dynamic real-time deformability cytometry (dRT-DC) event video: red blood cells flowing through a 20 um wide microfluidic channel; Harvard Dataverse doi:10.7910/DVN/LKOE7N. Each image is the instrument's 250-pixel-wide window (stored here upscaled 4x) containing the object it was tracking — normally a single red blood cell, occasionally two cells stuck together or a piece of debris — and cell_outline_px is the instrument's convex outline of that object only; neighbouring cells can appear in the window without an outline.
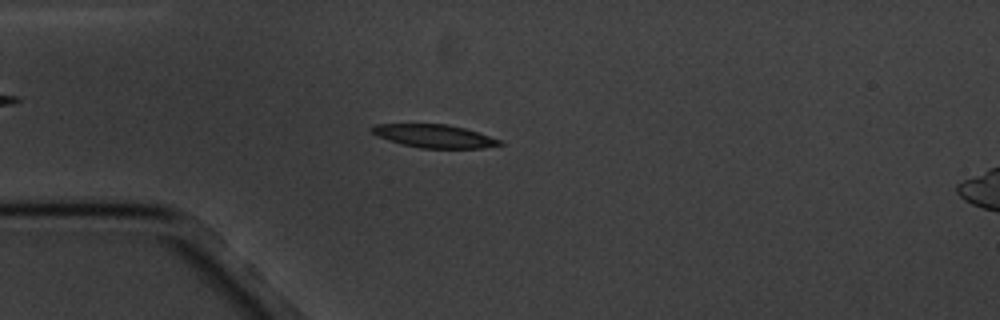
{"species": "common noctule bat (a hibernating species)", "species_latin": "Nyctalus noctula", "temperature_condition": "cold", "stored_images_in_passage": 7, "camera_frame_rate_fps": 3000, "um_per_image_px": 0.085, "animal": {"sex": "male", "body_mass_g": 20.1, "forearm_length_mm": 53.5}, "frame": {"image": 1, "passage_image": 4, "time_ms": 3.667, "image_size_px": [1000, 320], "cell_outline_px": [[504, 144], [480, 148], [420, 148], [388, 140], [372, 132], [368, 128], [376, 124], [448, 124], [464, 128], [500, 140]], "centroid_in_image_um": [36.89, 11.56], "position_along_channel_um": 48.1, "area_um2": 16.94}}
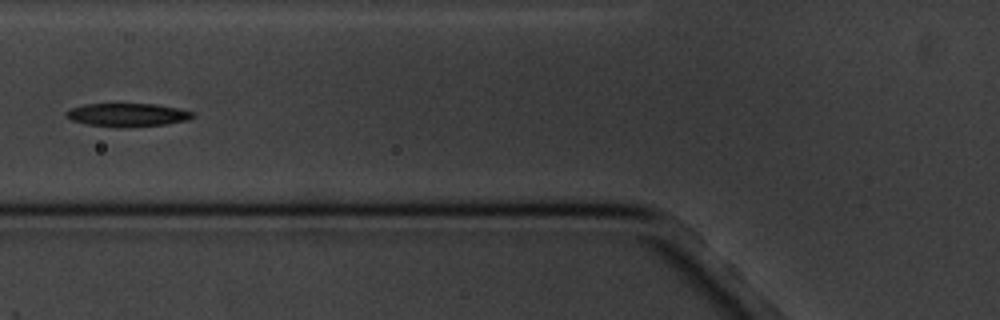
{"frame": {"image": 2, "passage_image": 6, "time_ms": 6.0, "image_size_px": [1000, 320], "cell_outline_px": [[192, 116], [188, 120], [164, 124], [120, 128], [116, 128], [88, 124], [72, 120], [64, 116], [64, 112], [72, 108], [84, 104], [156, 104], [176, 108], [192, 112]], "centroid_in_image_um": [10.76, 9.77], "position_along_channel_um": 115.0, "area_um2": 17.05}}
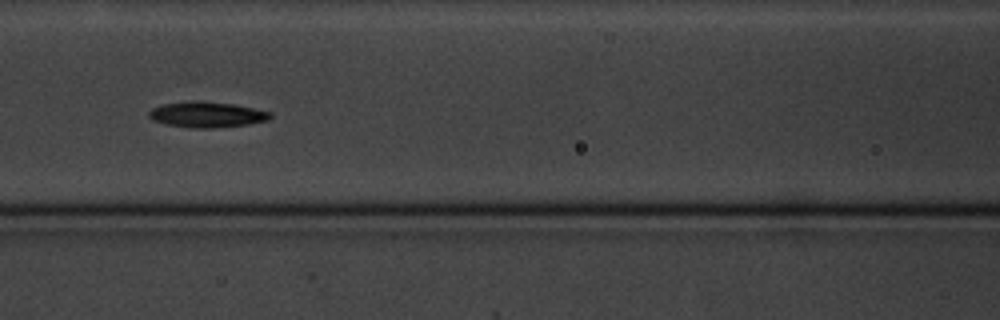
{"frame": {"image": 3, "passage_image": 7, "time_ms": 7.0, "image_size_px": [1000, 320], "cell_outline_px": [[272, 116], [268, 120], [248, 124], [212, 128], [188, 128], [168, 124], [152, 120], [148, 116], [148, 112], [152, 108], [164, 104], [188, 100], [200, 100], [232, 104], [272, 112]], "centroid_in_image_um": [17.56, 9.73], "position_along_channel_um": 149.0, "area_um2": 18.21}}